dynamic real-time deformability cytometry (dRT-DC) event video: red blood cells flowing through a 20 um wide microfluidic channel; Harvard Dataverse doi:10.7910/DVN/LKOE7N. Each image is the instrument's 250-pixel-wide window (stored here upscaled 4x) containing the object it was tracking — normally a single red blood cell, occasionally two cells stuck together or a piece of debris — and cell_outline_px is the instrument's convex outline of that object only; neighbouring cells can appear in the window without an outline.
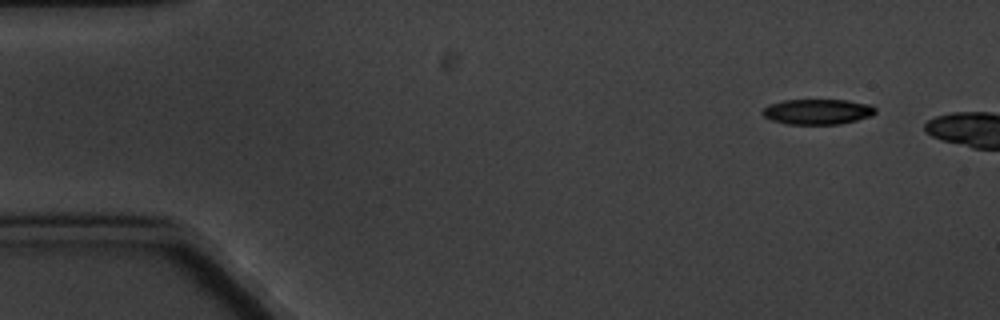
{"species": "common noctule bat (a hibernating species)", "species_latin": "Nyctalus noctula", "temperature_condition": "cold", "stored_images_in_passage": 2, "camera_frame_rate_fps": 3000, "um_per_image_px": 0.085, "animal": {"sex": "male", "body_mass_g": 20.1, "forearm_length_mm": 53.5}, "frame": {"image": 1, "passage_image": 1, "time_ms": 0.0, "image_size_px": [1000, 320], "cell_outline_px": [[876, 112], [872, 116], [840, 124], [784, 124], [772, 120], [764, 116], [760, 112], [768, 104], [784, 100], [848, 100], [872, 104], [876, 108]], "centroid_in_image_um": [69.5, 9.49], "position_along_channel_um": 15.5, "area_um2": 16.88}}